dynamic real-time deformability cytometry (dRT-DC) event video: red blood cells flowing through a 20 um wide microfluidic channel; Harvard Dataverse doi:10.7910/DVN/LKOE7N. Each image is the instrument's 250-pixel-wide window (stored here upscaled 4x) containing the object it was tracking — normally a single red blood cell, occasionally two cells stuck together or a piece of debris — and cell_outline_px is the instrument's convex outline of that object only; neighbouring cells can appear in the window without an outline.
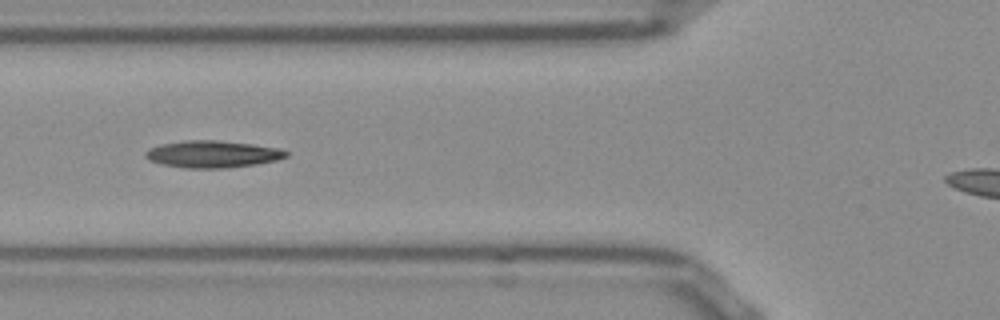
{"species": "Egyptian fruit bat (a non-hibernating species)", "species_latin": "Rousettus aegyptiacus", "temperature_condition": "room temperature", "stored_images_in_passage": 33, "camera_frame_rate_fps": 3000, "um_per_image_px": 0.085, "frame": {"image": 1, "passage_image": 6, "time_ms": 1.667, "image_size_px": [1000, 320], "cell_outline_px": [[288, 156], [276, 160], [252, 164], [224, 168], [184, 168], [164, 164], [148, 160], [144, 156], [144, 152], [148, 148], [160, 144], [184, 140], [216, 140], [252, 144], [280, 148], [288, 152]], "centroid_in_image_um": [18.02, 13.09], "position_along_channel_um": 107.8, "area_um2": 22.08}, "authors_computed_cell_mechanics": {"area_um2": 21.097, "velocity_mm_per_s": 3.8746, "shape_relaxation_time_tau1_ms": 11.0935, "shape_relaxation_time_tau2_ms": null, "deformation_change_tau1": 0.2577, "deformation_change_tau2": null}}